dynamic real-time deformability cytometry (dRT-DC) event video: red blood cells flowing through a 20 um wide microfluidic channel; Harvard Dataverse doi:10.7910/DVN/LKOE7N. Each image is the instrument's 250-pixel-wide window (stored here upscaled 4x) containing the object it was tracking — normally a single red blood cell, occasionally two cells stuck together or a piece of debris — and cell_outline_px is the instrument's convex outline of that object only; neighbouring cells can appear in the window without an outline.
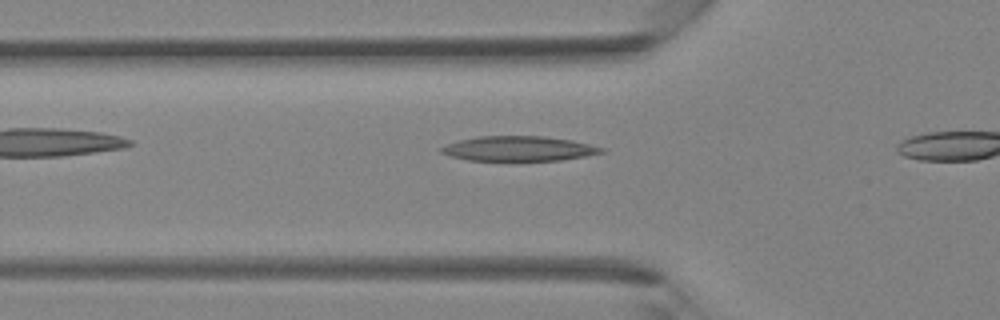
{"species": "Egyptian fruit bat (a non-hibernating species)", "species_latin": "Rousettus aegyptiacus", "temperature_condition": "room temperature", "stored_images_in_passage": 4, "camera_frame_rate_fps": 3000, "um_per_image_px": 0.085, "animal": {"sex": "female"}, "frame": {"image": 1, "passage_image": 2, "time_ms": 0.333, "image_size_px": [1000, 320], "cell_outline_px": [[604, 152], [584, 156], [560, 160], [468, 160], [448, 156], [440, 152], [440, 148], [448, 144], [460, 140], [476, 136], [544, 136], [572, 140], [604, 148]], "centroid_in_image_um": [44.06, 12.62], "position_along_channel_um": 81.7, "area_um2": 23.0}}